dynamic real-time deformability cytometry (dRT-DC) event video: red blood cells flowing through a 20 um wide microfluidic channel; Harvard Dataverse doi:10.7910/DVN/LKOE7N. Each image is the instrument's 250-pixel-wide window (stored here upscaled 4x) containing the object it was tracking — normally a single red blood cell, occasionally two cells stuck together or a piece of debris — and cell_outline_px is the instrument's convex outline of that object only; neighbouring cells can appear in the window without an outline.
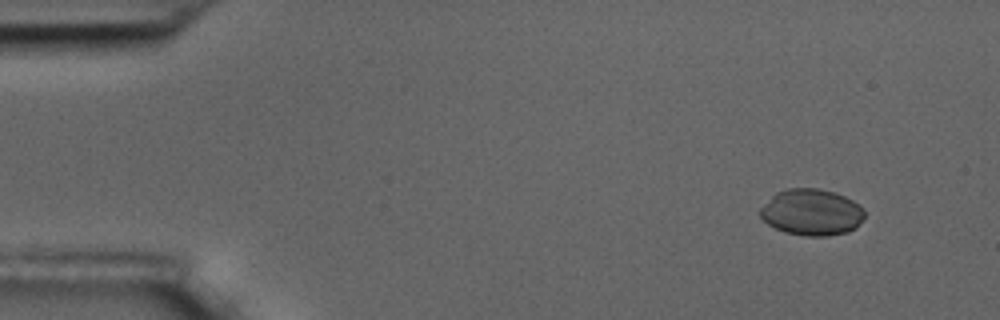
{"species": "common noctule bat (a hibernating species)", "species_latin": "Nyctalus noctula", "temperature_condition": "room temperature", "stored_images_in_passage": 5, "camera_frame_rate_fps": 3000, "um_per_image_px": 0.085, "animal": {"sex": "male", "body_mass_g": 17.5, "forearm_length_mm": 52.3}, "frame": {"image": 1, "passage_image": 2, "time_ms": 0.333, "image_size_px": [1000, 320], "cell_outline_px": [[864, 216], [856, 228], [848, 232], [828, 236], [804, 236], [784, 232], [768, 224], [760, 216], [760, 208], [776, 192], [788, 188], [816, 188], [836, 192], [860, 204], [864, 208]], "centroid_in_image_um": [69.0, 18.04], "position_along_channel_um": 16.0, "area_um2": 28.38}}
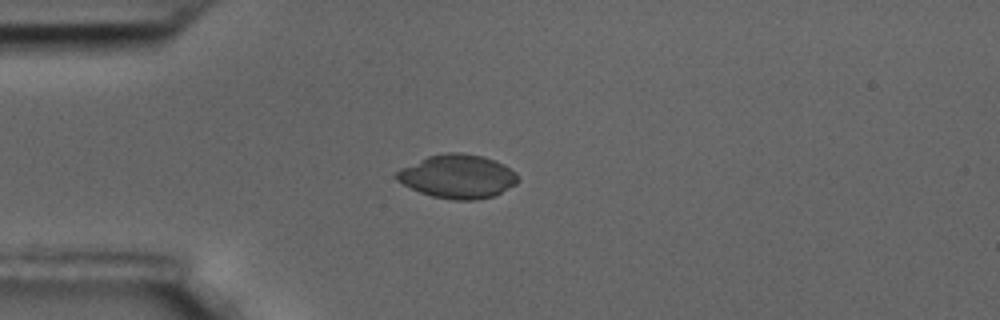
{"frame": {"image": 2, "passage_image": 5, "time_ms": 1.333, "image_size_px": [1000, 320], "cell_outline_px": [[520, 180], [516, 184], [492, 196], [476, 200], [456, 200], [432, 196], [420, 192], [396, 180], [392, 176], [400, 168], [428, 156], [444, 152], [460, 152], [484, 156], [504, 164], [516, 172]], "centroid_in_image_um": [38.89, 14.98], "position_along_channel_um": 46.1, "area_um2": 30.98}}